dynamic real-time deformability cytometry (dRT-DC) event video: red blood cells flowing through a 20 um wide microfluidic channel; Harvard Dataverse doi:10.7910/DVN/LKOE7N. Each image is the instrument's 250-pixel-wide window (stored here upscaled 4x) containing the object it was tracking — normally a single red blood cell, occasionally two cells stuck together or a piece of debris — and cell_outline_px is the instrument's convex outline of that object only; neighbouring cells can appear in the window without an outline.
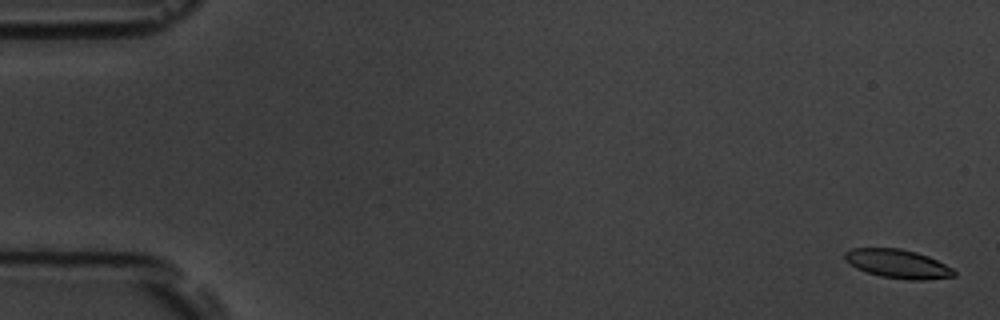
{"species": "common noctule bat (a hibernating species)", "species_latin": "Nyctalus noctula", "temperature_condition": "room temperature", "stored_images_in_passage": 55, "camera_frame_rate_fps": 3000, "um_per_image_px": 0.085, "animal": {"sex": "male", "body_mass_g": 19.5, "forearm_length_mm": 54.6}, "frame": {"image": 1, "passage_image": 2, "time_ms": 0.333, "image_size_px": [1000, 320], "cell_outline_px": [[956, 276], [924, 280], [912, 280], [880, 276], [856, 268], [844, 260], [844, 252], [852, 248], [900, 248], [916, 252], [928, 256], [952, 268], [956, 272]], "centroid_in_image_um": [76.3, 22.42], "position_along_channel_um": 8.7, "area_um2": 18.26}}
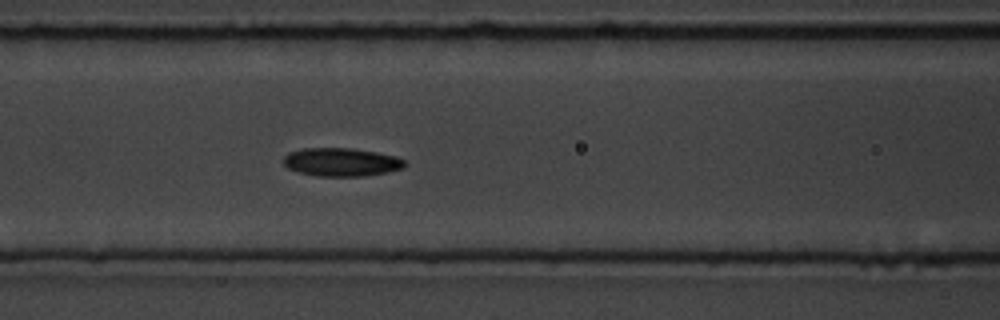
{"frame": {"image": 2, "passage_image": 24, "time_ms": 7.667, "image_size_px": [1000, 320], "cell_outline_px": [[408, 164], [404, 168], [388, 172], [364, 176], [316, 176], [300, 172], [288, 168], [284, 164], [284, 156], [288, 152], [300, 148], [352, 148], [376, 152], [396, 156], [404, 160]], "centroid_in_image_um": [29.03, 13.77], "position_along_channel_um": 137.6, "area_um2": 20.17}}
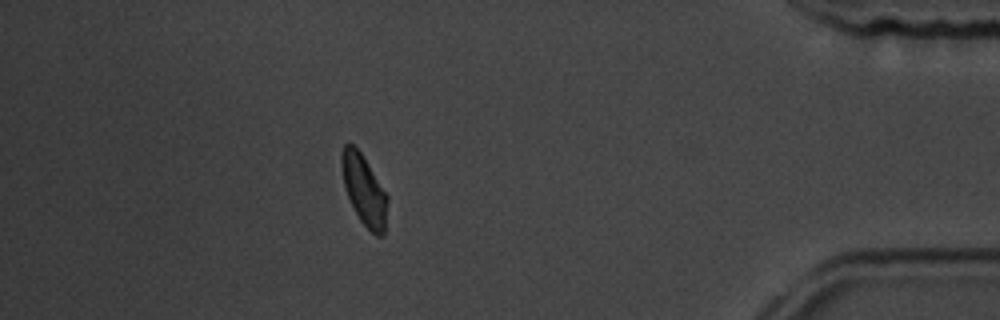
{"frame": {"image": 3, "passage_image": 49, "time_ms": 16.0, "image_size_px": [1000, 320], "cell_outline_px": [[388, 200], [384, 236], [376, 236], [360, 220], [348, 196], [344, 184], [340, 164], [340, 156], [344, 144], [352, 144], [360, 152], [388, 196]], "centroid_in_image_um": [30.94, 16.16], "position_along_channel_um": 404.3, "area_um2": 18.44}, "authors_computed_cell_mechanics": {"area_um2": 19.074, "velocity_mm_per_s": 3.749, "shape_relaxation_time_tau1_ms": 3.0121, "shape_relaxation_time_tau2_ms": 6.3656, "deformation_change_tau1": 0.1168, "deformation_change_tau2": 0.1243}}